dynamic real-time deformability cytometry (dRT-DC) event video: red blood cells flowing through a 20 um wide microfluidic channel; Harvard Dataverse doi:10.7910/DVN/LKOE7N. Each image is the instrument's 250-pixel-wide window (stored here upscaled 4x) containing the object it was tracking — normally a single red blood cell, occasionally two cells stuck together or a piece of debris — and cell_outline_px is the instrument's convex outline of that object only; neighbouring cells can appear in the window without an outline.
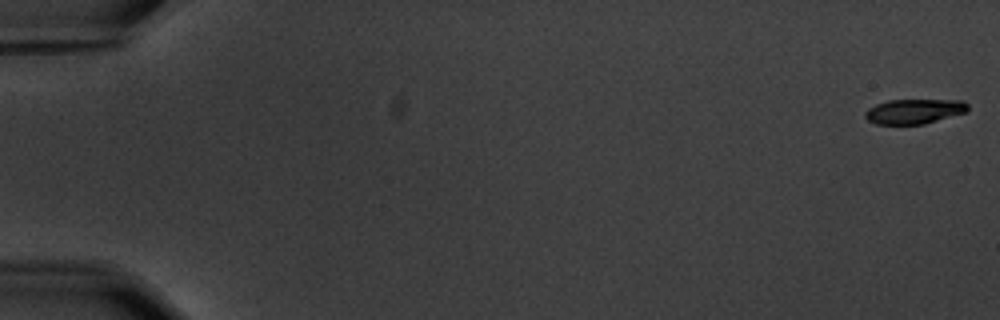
{"species": "common noctule bat (a hibernating species)", "species_latin": "Nyctalus noctula", "temperature_condition": "warm", "stored_images_in_passage": 6, "camera_frame_rate_fps": 3000, "um_per_image_px": 0.085, "animal": {"sex": "male", "body_mass_g": 20.1, "forearm_length_mm": 53.5}, "frame": {"image": 1, "passage_image": 1, "time_ms": 0.0, "image_size_px": [1000, 320], "cell_outline_px": [[968, 112], [924, 124], [876, 124], [868, 120], [864, 116], [864, 112], [868, 108], [876, 104], [888, 100], [964, 100], [968, 104]], "centroid_in_image_um": [77.72, 9.46], "position_along_channel_um": 7.3, "area_um2": 14.97}}
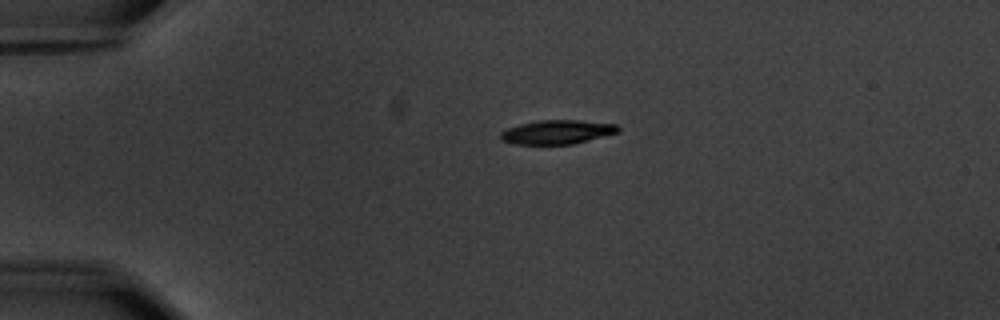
{"frame": {"image": 2, "passage_image": 4, "time_ms": 4.333, "image_size_px": [1000, 320], "cell_outline_px": [[620, 128], [616, 132], [572, 144], [512, 144], [500, 140], [500, 132], [508, 128], [520, 124], [540, 120], [580, 120], [616, 124]], "centroid_in_image_um": [47.29, 11.22], "position_along_channel_um": 37.7, "area_um2": 16.24}}